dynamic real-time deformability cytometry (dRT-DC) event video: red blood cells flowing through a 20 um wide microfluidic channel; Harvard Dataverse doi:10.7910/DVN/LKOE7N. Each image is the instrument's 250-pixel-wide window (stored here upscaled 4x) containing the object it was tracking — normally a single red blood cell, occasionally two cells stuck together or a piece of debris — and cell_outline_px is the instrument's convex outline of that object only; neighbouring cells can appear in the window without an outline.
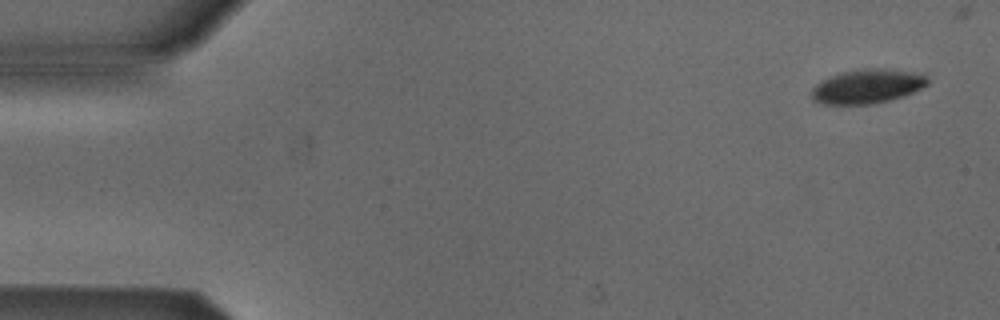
{"species": "Egyptian fruit bat (a non-hibernating species)", "species_latin": "Rousettus aegyptiacus", "temperature_condition": "cold", "stored_images_in_passage": 5, "camera_frame_rate_fps": 3000, "um_per_image_px": 0.085, "animal": {"sex": "male"}, "frame": {"image": 1, "passage_image": 1, "time_ms": 0.0, "image_size_px": [1000, 320], "cell_outline_px": [[928, 84], [904, 96], [872, 104], [820, 104], [812, 100], [812, 88], [820, 80], [844, 72], [860, 68], [884, 68], [912, 72], [928, 76]], "centroid_in_image_um": [73.7, 7.34], "position_along_channel_um": 11.3, "area_um2": 23.06}}
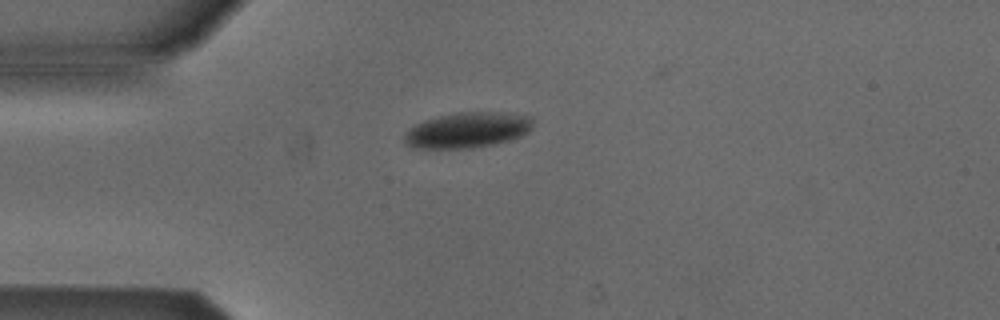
{"frame": {"image": 2, "passage_image": 4, "time_ms": 3.667, "image_size_px": [1000, 320], "cell_outline_px": [[532, 128], [528, 132], [520, 136], [496, 144], [472, 148], [412, 148], [404, 144], [404, 132], [416, 124], [424, 120], [440, 116], [460, 112], [504, 112], [532, 116]], "centroid_in_image_um": [39.73, 11.06], "position_along_channel_um": 45.3, "area_um2": 26.76}}